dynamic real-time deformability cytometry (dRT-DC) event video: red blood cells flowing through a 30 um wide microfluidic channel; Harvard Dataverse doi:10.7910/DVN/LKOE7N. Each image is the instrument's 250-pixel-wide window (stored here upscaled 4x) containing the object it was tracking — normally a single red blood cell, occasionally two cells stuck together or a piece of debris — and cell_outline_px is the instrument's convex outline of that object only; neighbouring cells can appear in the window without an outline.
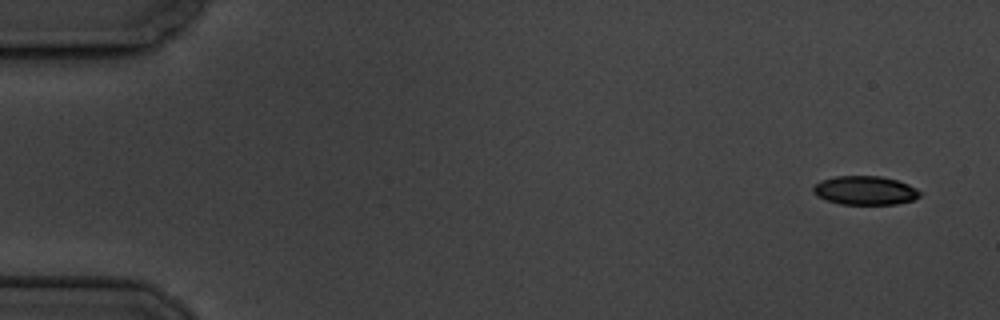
{"species": "common noctule bat (a hibernating species)", "species_latin": "Nyctalus noctula", "temperature_condition": "cold", "stored_images_in_passage": 15, "camera_frame_rate_fps": 3000, "um_per_image_px": 0.085, "animal": {"sex": "male", "body_mass_g": 19.5, "forearm_length_mm": 54.6}, "frame": {"image": 1, "passage_image": 1, "time_ms": 0.0, "image_size_px": [1000, 320], "cell_outline_px": [[920, 196], [912, 200], [896, 204], [840, 204], [816, 196], [812, 192], [812, 188], [820, 180], [836, 176], [880, 176], [896, 180], [908, 184], [916, 188], [920, 192]], "centroid_in_image_um": [73.5, 16.18], "position_along_channel_um": 11.5, "area_um2": 17.86}}
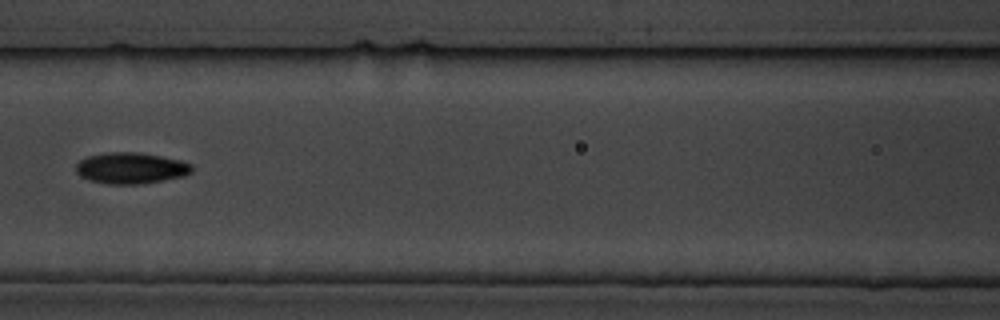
{"frame": {"image": 2, "passage_image": 7, "time_ms": 8.0, "image_size_px": [1000, 320], "cell_outline_px": [[192, 172], [184, 176], [144, 184], [108, 184], [88, 180], [80, 176], [76, 172], [76, 164], [80, 160], [88, 156], [104, 152], [136, 152], [160, 156], [180, 160], [192, 164]], "centroid_in_image_um": [11.11, 14.29], "position_along_channel_um": 155.5, "area_um2": 21.21}}
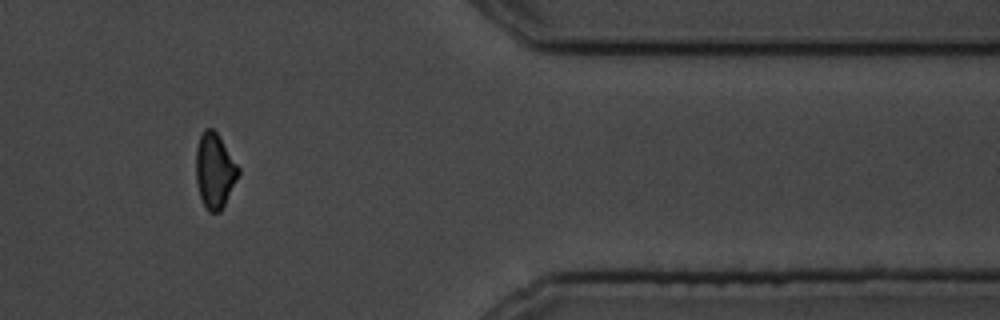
{"frame": {"image": 3, "passage_image": 13, "time_ms": 15.667, "image_size_px": [1000, 320], "cell_outline_px": [[240, 172], [220, 212], [208, 212], [204, 208], [200, 196], [196, 180], [196, 148], [200, 136], [204, 128], [212, 128], [216, 132], [240, 168]], "centroid_in_image_um": [18.23, 14.51], "position_along_channel_um": 393.2, "area_um2": 18.38}, "authors_computed_cell_mechanics": {"area_um2": 19.5942, "velocity_mm_per_s": 3.4033, "shape_relaxation_time_tau1_ms": 3.572, "shape_relaxation_time_tau2_ms": 4.894, "deformation_change_tau1": 0.1109, "deformation_change_tau2": 0.1024}}